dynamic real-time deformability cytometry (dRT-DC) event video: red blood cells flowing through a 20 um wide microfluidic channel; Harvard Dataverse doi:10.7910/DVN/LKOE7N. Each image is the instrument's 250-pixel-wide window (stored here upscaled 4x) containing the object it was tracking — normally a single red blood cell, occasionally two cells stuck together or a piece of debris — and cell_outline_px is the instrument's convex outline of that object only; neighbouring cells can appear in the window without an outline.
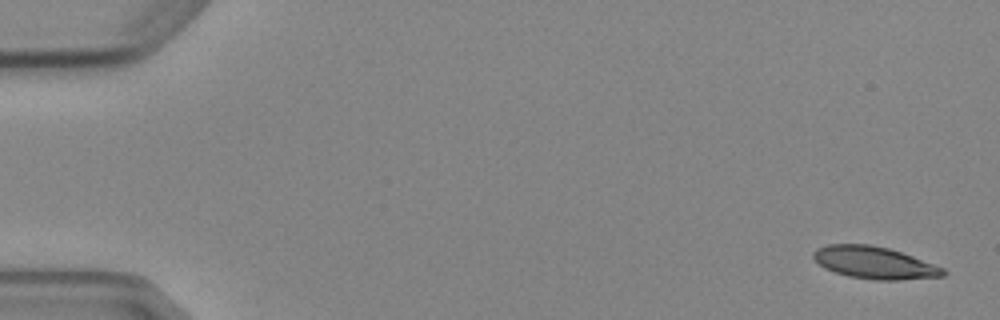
{"species": "Egyptian fruit bat (a non-hibernating species)", "species_latin": "Rousettus aegyptiacus", "temperature_condition": "cold", "stored_images_in_passage": 4, "camera_frame_rate_fps": 3000, "um_per_image_px": 0.085, "animal": {"sex": "female"}, "frame": {"image": 1, "passage_image": 1, "time_ms": 0.0, "image_size_px": [1000, 320], "cell_outline_px": [[948, 272], [944, 276], [896, 280], [876, 280], [848, 276], [824, 268], [812, 256], [812, 252], [816, 248], [828, 244], [868, 244], [888, 248], [912, 256], [944, 268]], "centroid_in_image_um": [74.31, 22.33], "position_along_channel_um": 10.7, "area_um2": 24.22}}